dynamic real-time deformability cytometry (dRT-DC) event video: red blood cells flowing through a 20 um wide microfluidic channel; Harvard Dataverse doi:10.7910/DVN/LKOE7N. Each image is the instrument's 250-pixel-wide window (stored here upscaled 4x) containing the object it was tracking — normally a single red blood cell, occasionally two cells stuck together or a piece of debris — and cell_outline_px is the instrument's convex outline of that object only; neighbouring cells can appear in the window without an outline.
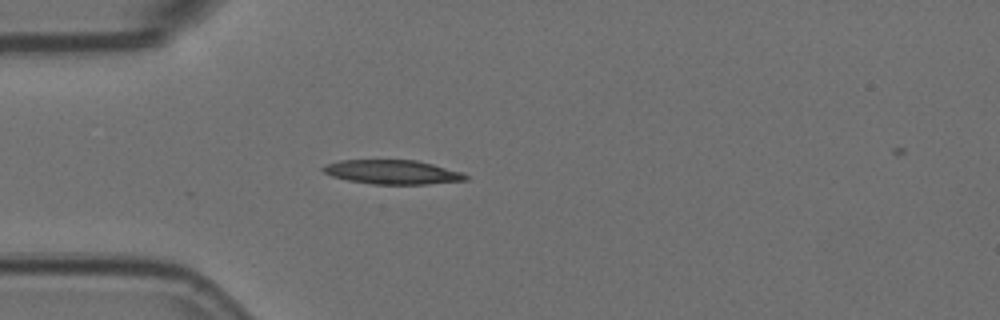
{"species": "Egyptian fruit bat (a non-hibernating species)", "species_latin": "Rousettus aegyptiacus", "temperature_condition": "room temperature", "stored_images_in_passage": 3, "camera_frame_rate_fps": 3000, "um_per_image_px": 0.085, "animal": {"sex": "female"}, "frame": {"image": 1, "passage_image": 3, "time_ms": 0.667, "image_size_px": [1000, 320], "cell_outline_px": [[468, 180], [428, 184], [372, 184], [348, 180], [332, 176], [324, 172], [320, 168], [324, 164], [340, 160], [416, 160], [464, 172], [468, 176]], "centroid_in_image_um": [33.36, 14.62], "position_along_channel_um": 51.6, "area_um2": 20.17}}